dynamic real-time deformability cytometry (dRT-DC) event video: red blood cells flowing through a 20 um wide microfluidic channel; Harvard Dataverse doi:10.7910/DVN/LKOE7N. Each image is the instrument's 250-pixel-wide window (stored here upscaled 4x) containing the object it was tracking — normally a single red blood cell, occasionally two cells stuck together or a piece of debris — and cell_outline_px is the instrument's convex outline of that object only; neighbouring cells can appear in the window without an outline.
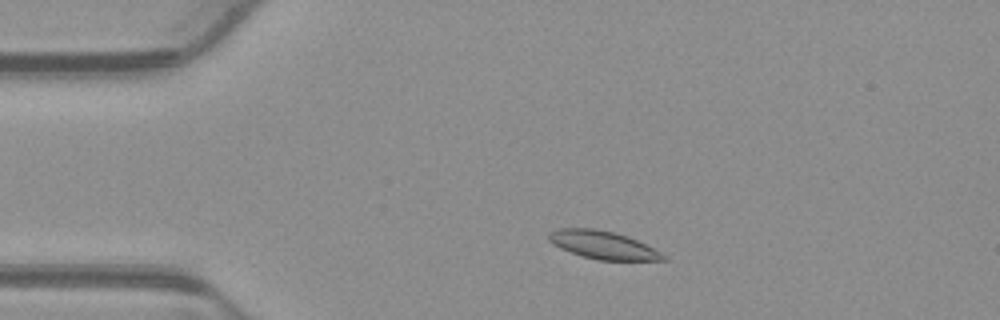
{"species": "common noctule bat (a hibernating species)", "species_latin": "Nyctalus noctula", "temperature_condition": "warm", "stored_images_in_passage": 49, "camera_frame_rate_fps": 3000, "um_per_image_px": 0.085, "animal": {"sex": "male", "body_mass_g": 23.1, "forearm_length_mm": 52.7}, "frame": {"image": 1, "passage_image": 7, "time_ms": 2.0, "image_size_px": [1000, 320], "cell_outline_px": [[668, 260], [596, 260], [580, 256], [560, 248], [552, 244], [548, 240], [548, 232], [560, 228], [596, 228], [616, 232], [628, 236], [668, 256]], "centroid_in_image_um": [51.22, 20.82], "position_along_channel_um": 33.8, "area_um2": 18.84}}
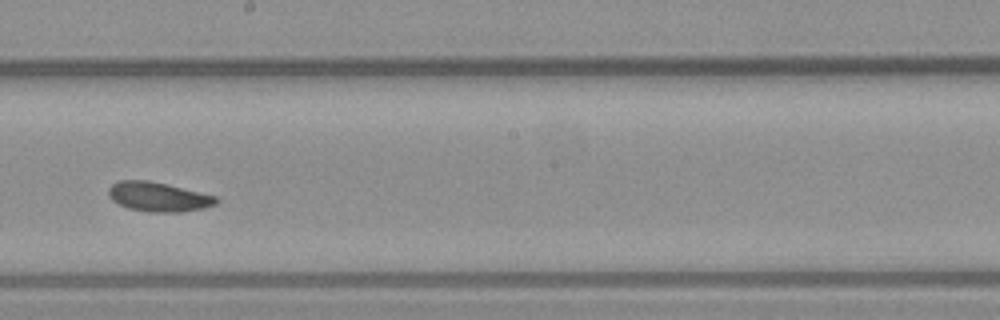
{"frame": {"image": 2, "passage_image": 26, "time_ms": 8.333, "image_size_px": [1000, 320], "cell_outline_px": [[220, 200], [216, 204], [204, 208], [180, 212], [148, 212], [128, 208], [112, 200], [108, 196], [108, 188], [116, 180], [148, 180], [216, 196]], "centroid_in_image_um": [13.43, 16.73], "position_along_channel_um": 234.8, "area_um2": 18.44}}
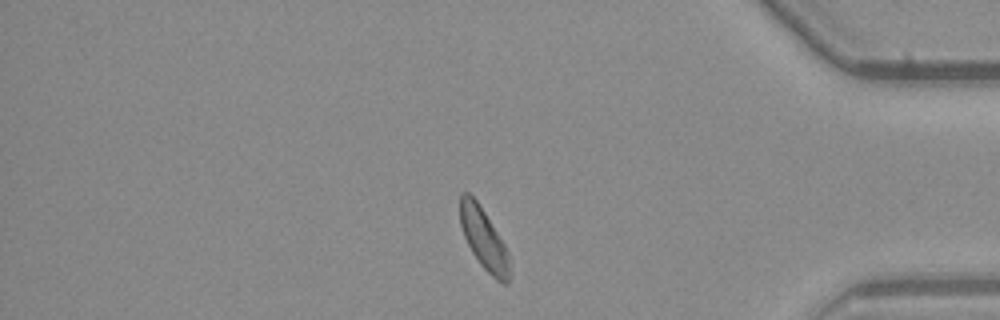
{"frame": {"image": 3, "passage_image": 41, "time_ms": 13.333, "image_size_px": [1000, 320], "cell_outline_px": [[512, 276], [508, 284], [504, 284], [496, 280], [480, 264], [472, 252], [464, 236], [460, 224], [460, 192], [468, 192], [476, 200], [484, 212], [504, 244], [508, 252]], "centroid_in_image_um": [41.15, 20.36], "position_along_channel_um": 394.1, "area_um2": 17.63}, "authors_computed_cell_mechanics": {"area_um2": 18.3804, "velocity_mm_per_s": 3.8344, "shape_relaxation_time_tau1_ms": 3.3989, "shape_relaxation_time_tau2_ms": 10.3871, "deformation_change_tau1": 0.1038, "deformation_change_tau2": 0.2099}}